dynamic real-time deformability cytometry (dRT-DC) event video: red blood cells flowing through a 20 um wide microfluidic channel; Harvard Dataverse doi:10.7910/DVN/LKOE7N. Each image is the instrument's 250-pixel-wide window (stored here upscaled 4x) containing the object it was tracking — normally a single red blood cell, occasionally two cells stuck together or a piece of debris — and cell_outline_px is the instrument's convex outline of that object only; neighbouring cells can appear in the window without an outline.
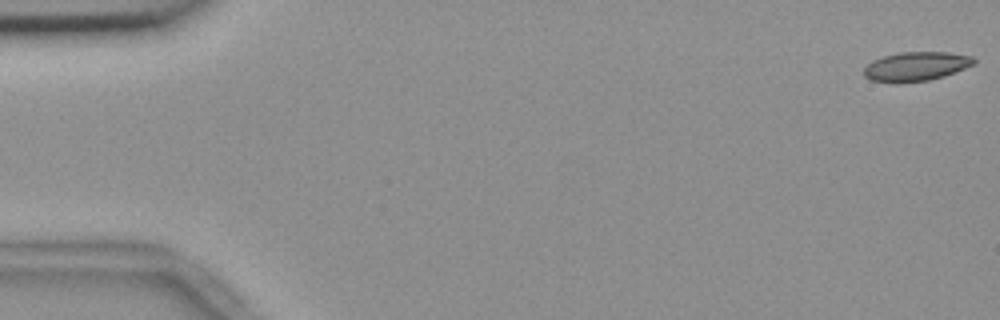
{"species": "common noctule bat (a hibernating species)", "species_latin": "Nyctalus noctula", "temperature_condition": "room temperature", "stored_images_in_passage": 55, "camera_frame_rate_fps": 3000, "um_per_image_px": 0.085, "animal": {"sex": "female", "body_mass_g": 18.4}, "frame": {"image": 1, "passage_image": 1, "time_ms": 0.0, "image_size_px": [1000, 320], "cell_outline_px": [[976, 60], [972, 64], [964, 68], [944, 76], [928, 80], [872, 80], [864, 76], [864, 68], [872, 60], [884, 56], [900, 52], [948, 52], [972, 56]], "centroid_in_image_um": [77.89, 5.59], "position_along_channel_um": 7.1, "area_um2": 17.86}}
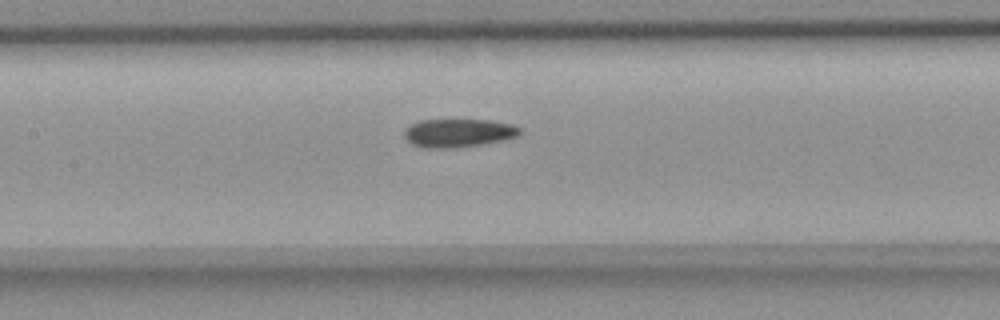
{"frame": {"image": 2, "passage_image": 26, "time_ms": 8.333, "image_size_px": [1000, 320], "cell_outline_px": [[520, 136], [480, 144], [452, 148], [424, 148], [412, 144], [404, 136], [404, 132], [412, 124], [420, 120], [488, 120], [512, 124], [520, 128]], "centroid_in_image_um": [38.96, 11.3], "position_along_channel_um": 168.4, "area_um2": 18.84}}
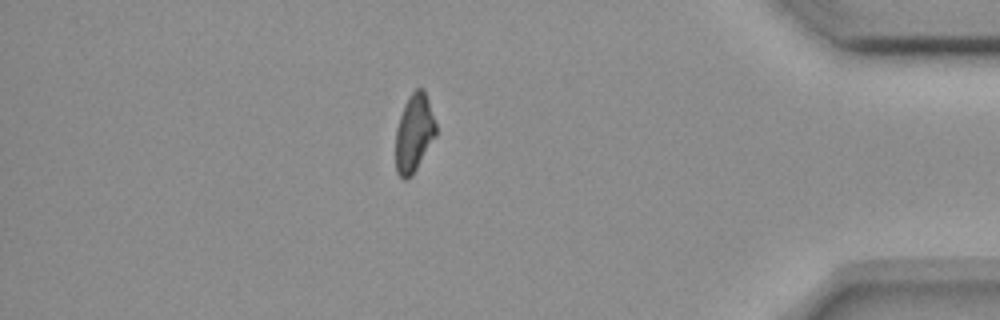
{"frame": {"image": 3, "passage_image": 48, "time_ms": 15.667, "image_size_px": [1000, 320], "cell_outline_px": [[436, 136], [412, 176], [404, 180], [396, 172], [396, 128], [404, 104], [408, 96], [416, 88], [424, 88], [436, 124]], "centroid_in_image_um": [35.19, 11.31], "position_along_channel_um": 400.0, "area_um2": 18.32}, "authors_computed_cell_mechanics": {"area_um2": 19.2474, "velocity_mm_per_s": 3.687, "shape_relaxation_time_tau1_ms": 7.1011, "shape_relaxation_time_tau2_ms": 5.1875, "deformation_change_tau1": 0.1505, "deformation_change_tau2": 0.1004}}